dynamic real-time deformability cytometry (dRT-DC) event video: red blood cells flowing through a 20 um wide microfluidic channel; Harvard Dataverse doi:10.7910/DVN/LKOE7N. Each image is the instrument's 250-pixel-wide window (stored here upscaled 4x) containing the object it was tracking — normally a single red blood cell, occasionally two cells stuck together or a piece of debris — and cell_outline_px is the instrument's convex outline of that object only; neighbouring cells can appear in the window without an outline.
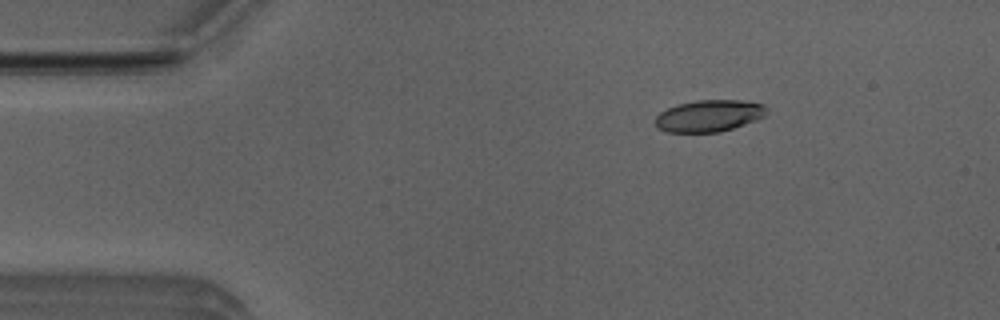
{"species": "Egyptian fruit bat (a non-hibernating species)", "species_latin": "Rousettus aegyptiacus", "temperature_condition": "room temperature", "stored_images_in_passage": 5, "camera_frame_rate_fps": 3000, "um_per_image_px": 0.085, "animal": {"sex": "male"}, "frame": {"image": 1, "passage_image": 5, "time_ms": 1.333, "image_size_px": [1000, 320], "cell_outline_px": [[768, 112], [764, 116], [756, 120], [720, 132], [668, 132], [656, 128], [656, 116], [660, 112], [668, 108], [680, 104], [696, 100], [740, 100], [764, 104], [768, 108]], "centroid_in_image_um": [60.29, 9.84], "position_along_channel_um": 24.7, "area_um2": 20.58}}